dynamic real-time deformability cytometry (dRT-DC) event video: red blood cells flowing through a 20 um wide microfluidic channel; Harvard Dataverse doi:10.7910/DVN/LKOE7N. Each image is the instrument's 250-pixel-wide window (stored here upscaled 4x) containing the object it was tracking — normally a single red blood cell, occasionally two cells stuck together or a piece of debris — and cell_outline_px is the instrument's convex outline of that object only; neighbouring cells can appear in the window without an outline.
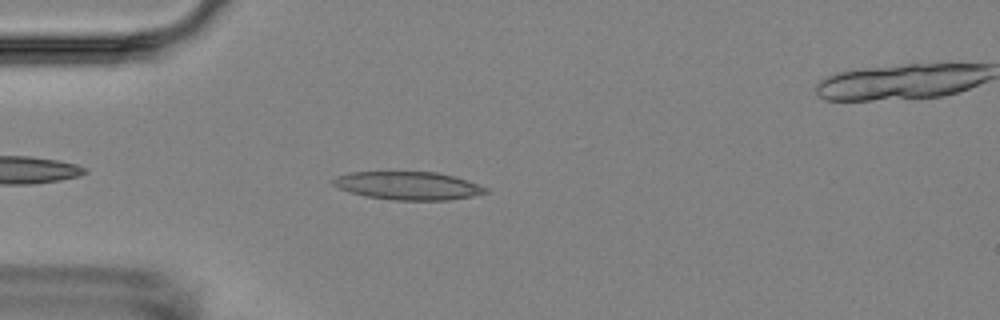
{"species": "Egyptian fruit bat (a non-hibernating species)", "species_latin": "Rousettus aegyptiacus", "temperature_condition": "room temperature", "stored_images_in_passage": 5, "camera_frame_rate_fps": 3000, "um_per_image_px": 0.085, "animal": {"sex": "female"}, "frame": {"image": 1, "passage_image": 4, "time_ms": 4.667, "image_size_px": [1000, 320], "cell_outline_px": [[488, 192], [472, 196], [448, 200], [392, 200], [364, 196], [340, 188], [332, 184], [332, 180], [336, 176], [352, 172], [436, 172], [456, 176], [488, 188]], "centroid_in_image_um": [34.7, 15.78], "position_along_channel_um": 50.3, "area_um2": 24.91}}